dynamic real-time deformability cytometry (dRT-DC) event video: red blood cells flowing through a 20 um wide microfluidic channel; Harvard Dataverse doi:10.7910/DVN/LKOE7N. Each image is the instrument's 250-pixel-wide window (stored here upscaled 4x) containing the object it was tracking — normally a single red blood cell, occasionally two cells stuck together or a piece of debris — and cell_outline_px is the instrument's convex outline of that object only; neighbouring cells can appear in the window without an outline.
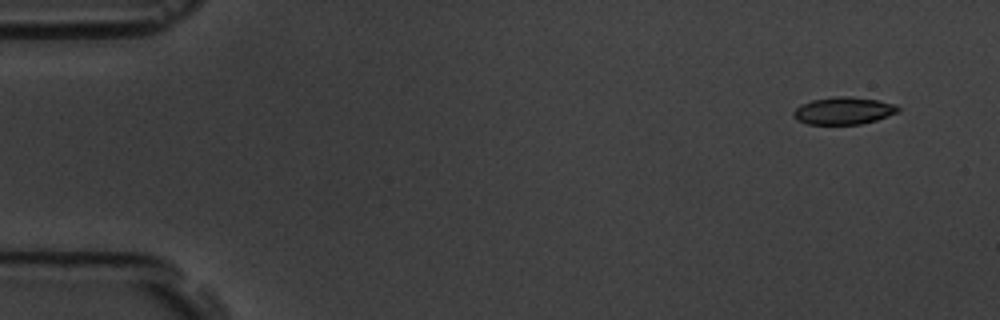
{"species": "common noctule bat (a hibernating species)", "species_latin": "Nyctalus noctula", "temperature_condition": "room temperature", "stored_images_in_passage": 5, "camera_frame_rate_fps": 3000, "um_per_image_px": 0.085, "animal": {"sex": "male", "body_mass_g": 19.5, "forearm_length_mm": 54.6}, "frame": {"image": 1, "passage_image": 1, "time_ms": 0.0, "image_size_px": [1000, 320], "cell_outline_px": [[900, 112], [876, 120], [860, 124], [808, 124], [796, 120], [792, 116], [792, 112], [800, 104], [812, 100], [836, 96], [852, 96], [880, 100], [896, 104], [900, 108]], "centroid_in_image_um": [71.71, 9.4], "position_along_channel_um": 13.3, "area_um2": 16.94}}
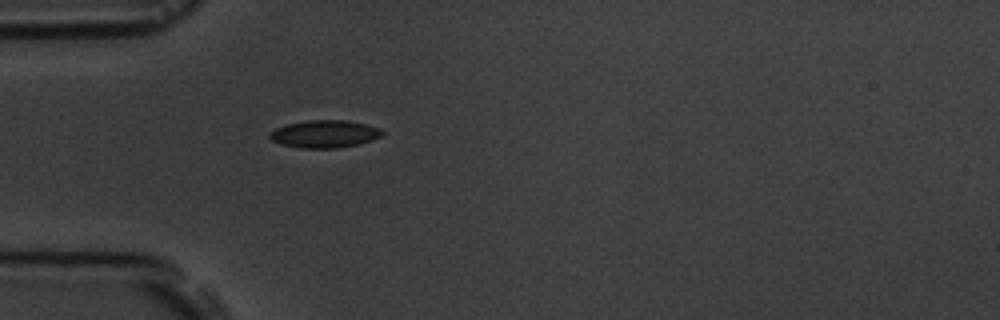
{"frame": {"image": 2, "passage_image": 5, "time_ms": 4.333, "image_size_px": [1000, 320], "cell_outline_px": [[384, 132], [380, 136], [372, 140], [360, 144], [336, 148], [300, 148], [280, 144], [272, 140], [268, 136], [268, 132], [276, 128], [288, 124], [308, 120], [344, 120], [364, 124], [380, 128]], "centroid_in_image_um": [27.56, 11.39], "position_along_channel_um": 57.4, "area_um2": 18.03}}